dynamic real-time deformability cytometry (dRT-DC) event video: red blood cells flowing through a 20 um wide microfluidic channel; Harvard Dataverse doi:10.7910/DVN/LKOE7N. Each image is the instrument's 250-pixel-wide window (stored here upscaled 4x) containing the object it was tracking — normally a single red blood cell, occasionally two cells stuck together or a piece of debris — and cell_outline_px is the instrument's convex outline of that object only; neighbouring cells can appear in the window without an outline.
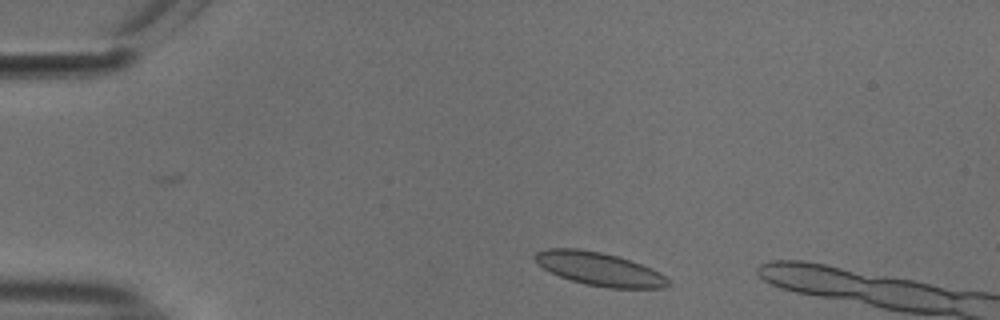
{"species": "common noctule bat (a hibernating species)", "species_latin": "Nyctalus noctula", "temperature_condition": "cold", "stored_images_in_passage": 6, "camera_frame_rate_fps": 3000, "um_per_image_px": 0.085, "animal": {"sex": "male", "body_mass_g": 18.8}, "frame": {"image": 1, "passage_image": 3, "time_ms": 0.667, "image_size_px": [1000, 320], "cell_outline_px": [[672, 284], [664, 288], [608, 288], [584, 284], [560, 276], [536, 264], [532, 256], [536, 252], [544, 248], [576, 248], [600, 252], [632, 260], [652, 268], [664, 276]], "centroid_in_image_um": [50.93, 22.86], "position_along_channel_um": 34.1, "area_um2": 25.95}}